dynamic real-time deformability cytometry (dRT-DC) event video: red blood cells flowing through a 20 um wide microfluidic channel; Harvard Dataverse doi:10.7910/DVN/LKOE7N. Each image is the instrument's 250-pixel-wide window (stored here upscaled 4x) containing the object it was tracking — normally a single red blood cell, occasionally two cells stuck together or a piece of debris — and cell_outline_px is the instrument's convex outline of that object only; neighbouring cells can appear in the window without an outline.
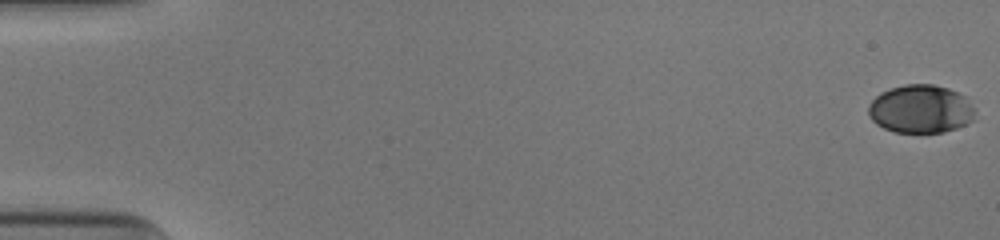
{"species": "human", "species_latin": "Homo sapiens", "temperature_condition": "cold", "stored_images_in_passage": 53, "camera_frame_rate_fps": 3000, "um_per_image_px": 0.085, "donor": {"sex": "male"}, "frame": {"image": 1, "passage_image": 1, "time_ms": 0.0, "image_size_px": [1000, 240], "cell_outline_px": [[972, 120], [956, 128], [944, 132], [896, 132], [884, 128], [876, 124], [872, 120], [868, 112], [868, 104], [880, 92], [888, 88], [904, 84], [932, 84], [948, 88], [964, 96], [972, 108]], "centroid_in_image_um": [78.18, 9.25], "position_along_channel_um": 6.8, "area_um2": 29.71}}
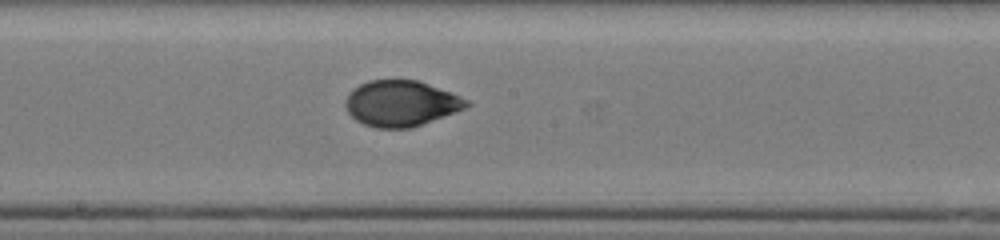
{"frame": {"image": 2, "passage_image": 30, "time_ms": 9.667, "image_size_px": [1000, 240], "cell_outline_px": [[472, 104], [464, 108], [412, 128], [376, 128], [364, 124], [356, 120], [348, 112], [344, 104], [344, 100], [348, 92], [352, 88], [368, 80], [420, 80], [460, 96], [468, 100]], "centroid_in_image_um": [34.05, 8.78], "position_along_channel_um": 214.2, "area_um2": 32.37}}
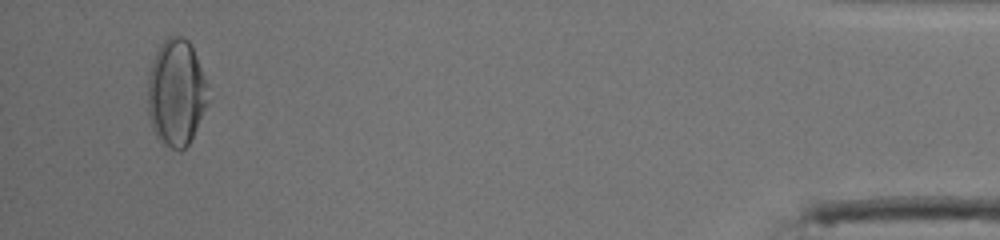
{"frame": {"image": 3, "passage_image": 51, "time_ms": 16.667, "image_size_px": [1000, 240], "cell_outline_px": [[208, 100], [192, 136], [188, 144], [180, 152], [164, 144], [156, 136], [152, 128], [148, 116], [148, 76], [156, 52], [160, 44], [168, 36], [180, 36], [188, 40], [196, 56], [208, 84]], "centroid_in_image_um": [14.96, 7.87], "position_along_channel_um": 420.2, "area_um2": 37.22}, "authors_computed_cell_mechanics": {"area_um2": 32.2524, "velocity_mm_per_s": 3.9505, "shape_relaxation_time_tau1_ms": 4.8123, "shape_relaxation_time_tau2_ms": 0.8991, "deformation_change_tau1": 0.1712, "deformation_change_tau2": 0.0371}}